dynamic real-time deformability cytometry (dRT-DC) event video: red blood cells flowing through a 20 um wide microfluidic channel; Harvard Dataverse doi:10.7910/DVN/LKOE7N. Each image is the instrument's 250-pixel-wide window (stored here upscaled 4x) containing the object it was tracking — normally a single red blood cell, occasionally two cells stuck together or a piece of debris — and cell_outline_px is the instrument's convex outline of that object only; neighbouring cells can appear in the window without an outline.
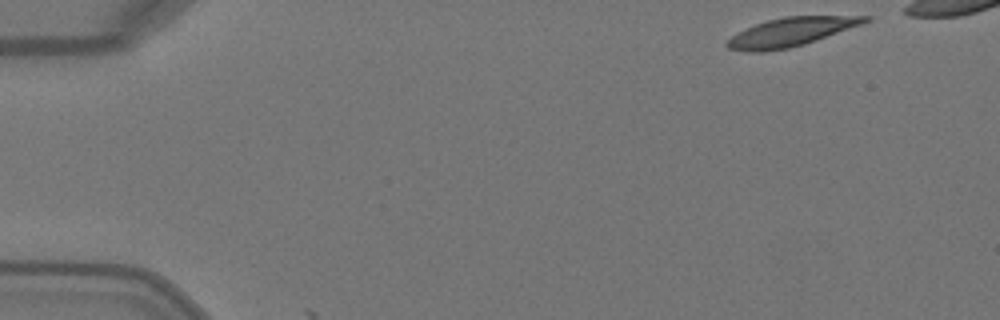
{"species": "Egyptian fruit bat (a non-hibernating species)", "species_latin": "Rousettus aegyptiacus", "temperature_condition": "warm", "stored_images_in_passage": 2, "camera_frame_rate_fps": 3000, "um_per_image_px": 0.085, "animal": {"sex": "female"}, "frame": {"image": 1, "passage_image": 1, "time_ms": 0.0, "image_size_px": [1000, 320], "cell_outline_px": [[872, 20], [816, 40], [804, 44], [788, 48], [764, 52], [748, 52], [728, 48], [724, 44], [732, 36], [756, 24], [768, 20], [784, 16], [872, 16]], "centroid_in_image_um": [67.22, 2.72], "position_along_channel_um": 17.8, "area_um2": 22.66}}